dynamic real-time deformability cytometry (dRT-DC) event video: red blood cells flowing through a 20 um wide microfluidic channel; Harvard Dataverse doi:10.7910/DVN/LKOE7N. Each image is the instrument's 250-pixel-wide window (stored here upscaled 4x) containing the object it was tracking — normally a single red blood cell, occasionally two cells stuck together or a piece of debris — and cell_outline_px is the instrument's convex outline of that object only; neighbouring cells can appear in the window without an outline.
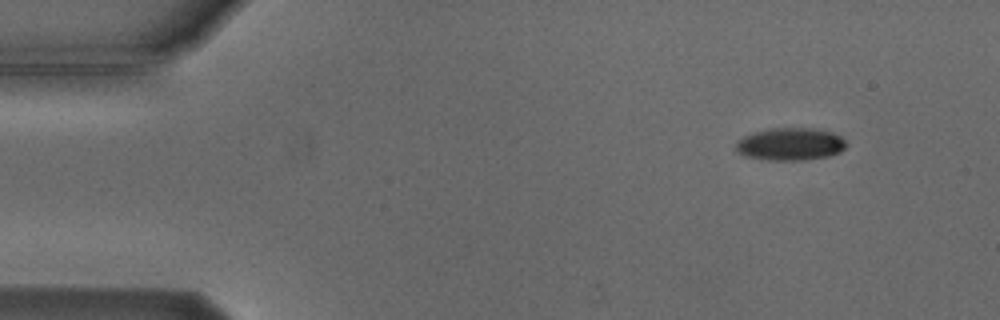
{"species": "Egyptian fruit bat (a non-hibernating species)", "species_latin": "Rousettus aegyptiacus", "temperature_condition": "cold", "stored_images_in_passage": 4, "segment_of_instrument_passage": [2, 2], "camera_frame_rate_fps": 3000, "um_per_image_px": 0.085, "animal": {"sex": "male"}, "frame": {"image": 1, "passage_image": 4, "time_ms": 4.667, "image_size_px": [1000, 320], "cell_outline_px": [[848, 144], [840, 152], [828, 156], [808, 160], [760, 160], [736, 152], [736, 140], [744, 136], [756, 132], [772, 128], [816, 128], [832, 132], [840, 136]], "centroid_in_image_um": [67.18, 12.26], "position_along_channel_um": 17.8, "area_um2": 21.1}}